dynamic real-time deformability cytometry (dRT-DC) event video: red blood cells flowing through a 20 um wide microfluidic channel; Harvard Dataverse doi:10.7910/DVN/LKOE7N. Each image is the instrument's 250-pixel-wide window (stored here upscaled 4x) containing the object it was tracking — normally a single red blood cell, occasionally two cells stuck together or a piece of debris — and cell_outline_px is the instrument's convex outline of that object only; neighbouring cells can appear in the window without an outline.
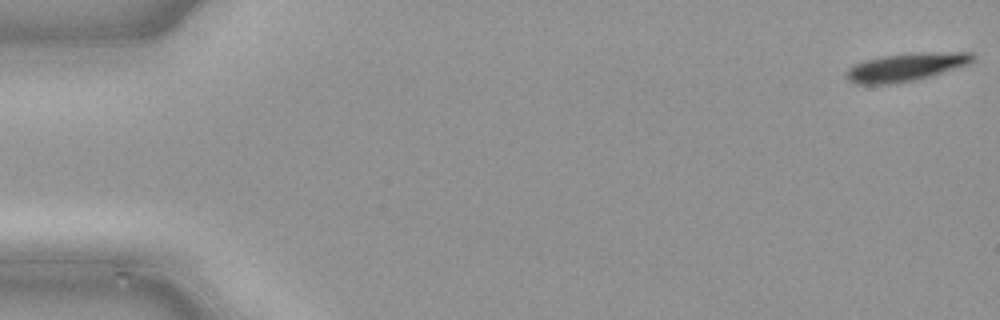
{"species": "common noctule bat (a hibernating species)", "species_latin": "Nyctalus noctula", "temperature_condition": "cold", "stored_images_in_passage": 48, "camera_frame_rate_fps": 3000, "um_per_image_px": 0.085, "animal": {"sex": "male", "body_mass_g": 21.5, "forearm_length_mm": 52.0}, "frame": {"image": 1, "passage_image": 1, "time_ms": 0.0, "image_size_px": [1000, 320], "cell_outline_px": [[976, 56], [968, 64], [928, 76], [912, 80], [888, 84], [856, 84], [848, 80], [844, 76], [844, 72], [848, 68], [864, 60], [880, 56], [912, 52], [972, 52]], "centroid_in_image_um": [76.95, 5.68], "position_along_channel_um": 8.1, "area_um2": 20.63}}
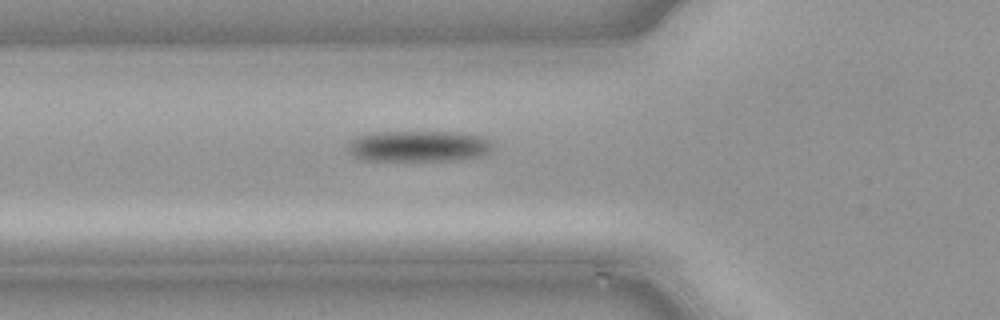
{"frame": {"image": 2, "passage_image": 17, "time_ms": 5.333, "image_size_px": [1000, 320], "cell_outline_px": [[496, 148], [480, 156], [452, 160], [364, 160], [352, 156], [348, 148], [348, 140], [356, 136], [372, 132], [460, 132], [484, 136], [492, 140]], "centroid_in_image_um": [35.61, 12.41], "position_along_channel_um": 90.2, "area_um2": 26.59}}
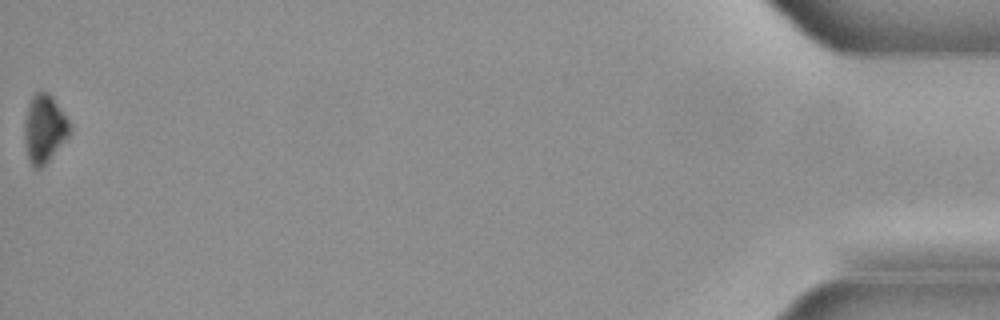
{"frame": {"image": 3, "passage_image": 48, "time_ms": 15.667, "image_size_px": [1000, 320], "cell_outline_px": [[72, 128], [68, 136], [44, 168], [32, 168], [28, 156], [24, 140], [24, 120], [28, 104], [32, 96], [36, 92], [48, 92], [52, 96], [68, 120]], "centroid_in_image_um": [3.76, 10.97], "position_along_channel_um": 431.4, "area_um2": 18.09}}